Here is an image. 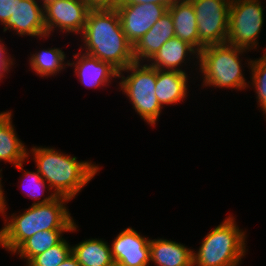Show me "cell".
I'll return each instance as SVG.
<instances>
[{
	"label": "cell",
	"instance_id": "3957f363",
	"mask_svg": "<svg viewBox=\"0 0 266 266\" xmlns=\"http://www.w3.org/2000/svg\"><path fill=\"white\" fill-rule=\"evenodd\" d=\"M37 171L47 181L49 189L55 190L56 196L73 199L88 184L100 169L88 161H78L53 148L34 147L31 150Z\"/></svg>",
	"mask_w": 266,
	"mask_h": 266
},
{
	"label": "cell",
	"instance_id": "83f0119b",
	"mask_svg": "<svg viewBox=\"0 0 266 266\" xmlns=\"http://www.w3.org/2000/svg\"><path fill=\"white\" fill-rule=\"evenodd\" d=\"M5 50L6 48L3 43H0V78H2L4 73L10 69V65H13V60H11L8 56L6 57L7 52H5Z\"/></svg>",
	"mask_w": 266,
	"mask_h": 266
},
{
	"label": "cell",
	"instance_id": "30bf717a",
	"mask_svg": "<svg viewBox=\"0 0 266 266\" xmlns=\"http://www.w3.org/2000/svg\"><path fill=\"white\" fill-rule=\"evenodd\" d=\"M119 13L123 32L134 46L143 35L168 11L164 5L155 3L119 4Z\"/></svg>",
	"mask_w": 266,
	"mask_h": 266
},
{
	"label": "cell",
	"instance_id": "52a82bcc",
	"mask_svg": "<svg viewBox=\"0 0 266 266\" xmlns=\"http://www.w3.org/2000/svg\"><path fill=\"white\" fill-rule=\"evenodd\" d=\"M262 7L259 0H231L226 43L244 50L259 44L257 38L264 22Z\"/></svg>",
	"mask_w": 266,
	"mask_h": 266
},
{
	"label": "cell",
	"instance_id": "d6986e66",
	"mask_svg": "<svg viewBox=\"0 0 266 266\" xmlns=\"http://www.w3.org/2000/svg\"><path fill=\"white\" fill-rule=\"evenodd\" d=\"M186 72L158 70L156 79V97L160 105L175 104L187 96Z\"/></svg>",
	"mask_w": 266,
	"mask_h": 266
},
{
	"label": "cell",
	"instance_id": "2e32d148",
	"mask_svg": "<svg viewBox=\"0 0 266 266\" xmlns=\"http://www.w3.org/2000/svg\"><path fill=\"white\" fill-rule=\"evenodd\" d=\"M11 115V111L0 113V160L13 163L16 168L23 170L22 163L29 153L15 134Z\"/></svg>",
	"mask_w": 266,
	"mask_h": 266
},
{
	"label": "cell",
	"instance_id": "1f68e13d",
	"mask_svg": "<svg viewBox=\"0 0 266 266\" xmlns=\"http://www.w3.org/2000/svg\"><path fill=\"white\" fill-rule=\"evenodd\" d=\"M43 2L42 6L45 7L47 4L54 2L56 0H41Z\"/></svg>",
	"mask_w": 266,
	"mask_h": 266
},
{
	"label": "cell",
	"instance_id": "ffe728a7",
	"mask_svg": "<svg viewBox=\"0 0 266 266\" xmlns=\"http://www.w3.org/2000/svg\"><path fill=\"white\" fill-rule=\"evenodd\" d=\"M72 254L80 266H110L113 263L111 248L101 239H88L72 246Z\"/></svg>",
	"mask_w": 266,
	"mask_h": 266
},
{
	"label": "cell",
	"instance_id": "9c48e42d",
	"mask_svg": "<svg viewBox=\"0 0 266 266\" xmlns=\"http://www.w3.org/2000/svg\"><path fill=\"white\" fill-rule=\"evenodd\" d=\"M90 9L84 0H56L43 7L47 36L58 27L63 32L82 33Z\"/></svg>",
	"mask_w": 266,
	"mask_h": 266
},
{
	"label": "cell",
	"instance_id": "484cf974",
	"mask_svg": "<svg viewBox=\"0 0 266 266\" xmlns=\"http://www.w3.org/2000/svg\"><path fill=\"white\" fill-rule=\"evenodd\" d=\"M90 10H113L122 0H84Z\"/></svg>",
	"mask_w": 266,
	"mask_h": 266
},
{
	"label": "cell",
	"instance_id": "7c38bea8",
	"mask_svg": "<svg viewBox=\"0 0 266 266\" xmlns=\"http://www.w3.org/2000/svg\"><path fill=\"white\" fill-rule=\"evenodd\" d=\"M42 5H38L36 0H15L14 13L4 24V32L8 28L15 30L19 35H30L33 37H46L44 24V12Z\"/></svg>",
	"mask_w": 266,
	"mask_h": 266
},
{
	"label": "cell",
	"instance_id": "44dd1931",
	"mask_svg": "<svg viewBox=\"0 0 266 266\" xmlns=\"http://www.w3.org/2000/svg\"><path fill=\"white\" fill-rule=\"evenodd\" d=\"M76 224L73 225L71 230H46L34 234L32 237L26 239L14 253H20L21 258H25L27 263L36 255L45 252L47 249L59 244L63 232L76 231Z\"/></svg>",
	"mask_w": 266,
	"mask_h": 266
},
{
	"label": "cell",
	"instance_id": "f546056e",
	"mask_svg": "<svg viewBox=\"0 0 266 266\" xmlns=\"http://www.w3.org/2000/svg\"><path fill=\"white\" fill-rule=\"evenodd\" d=\"M59 266H80L76 257L71 253L70 256L64 260Z\"/></svg>",
	"mask_w": 266,
	"mask_h": 266
},
{
	"label": "cell",
	"instance_id": "ac0fdd59",
	"mask_svg": "<svg viewBox=\"0 0 266 266\" xmlns=\"http://www.w3.org/2000/svg\"><path fill=\"white\" fill-rule=\"evenodd\" d=\"M188 53L190 56L194 53L198 59L199 52L193 46L178 37H173L164 43L159 51L150 59L152 62L149 65L158 70L167 69L169 71L185 72L177 66L184 63Z\"/></svg>",
	"mask_w": 266,
	"mask_h": 266
},
{
	"label": "cell",
	"instance_id": "7402d4cb",
	"mask_svg": "<svg viewBox=\"0 0 266 266\" xmlns=\"http://www.w3.org/2000/svg\"><path fill=\"white\" fill-rule=\"evenodd\" d=\"M65 54L59 48H48L32 54L30 58L31 69L41 77L54 75L64 68Z\"/></svg>",
	"mask_w": 266,
	"mask_h": 266
},
{
	"label": "cell",
	"instance_id": "4316f807",
	"mask_svg": "<svg viewBox=\"0 0 266 266\" xmlns=\"http://www.w3.org/2000/svg\"><path fill=\"white\" fill-rule=\"evenodd\" d=\"M15 0H0V22L5 24L14 13Z\"/></svg>",
	"mask_w": 266,
	"mask_h": 266
},
{
	"label": "cell",
	"instance_id": "cb8c5ba5",
	"mask_svg": "<svg viewBox=\"0 0 266 266\" xmlns=\"http://www.w3.org/2000/svg\"><path fill=\"white\" fill-rule=\"evenodd\" d=\"M252 72V84L257 93V99L260 107L266 114V54L257 60L248 62Z\"/></svg>",
	"mask_w": 266,
	"mask_h": 266
},
{
	"label": "cell",
	"instance_id": "f1b7e54d",
	"mask_svg": "<svg viewBox=\"0 0 266 266\" xmlns=\"http://www.w3.org/2000/svg\"><path fill=\"white\" fill-rule=\"evenodd\" d=\"M178 0H122L119 4H144V3H155L164 5L167 8L171 7Z\"/></svg>",
	"mask_w": 266,
	"mask_h": 266
},
{
	"label": "cell",
	"instance_id": "4fadbf2b",
	"mask_svg": "<svg viewBox=\"0 0 266 266\" xmlns=\"http://www.w3.org/2000/svg\"><path fill=\"white\" fill-rule=\"evenodd\" d=\"M175 37L172 16L167 11L133 46L135 62L151 59L170 38ZM144 58V59H143Z\"/></svg>",
	"mask_w": 266,
	"mask_h": 266
},
{
	"label": "cell",
	"instance_id": "603a6c76",
	"mask_svg": "<svg viewBox=\"0 0 266 266\" xmlns=\"http://www.w3.org/2000/svg\"><path fill=\"white\" fill-rule=\"evenodd\" d=\"M72 253V247L63 239L59 244L34 256L26 266H59Z\"/></svg>",
	"mask_w": 266,
	"mask_h": 266
},
{
	"label": "cell",
	"instance_id": "9a60e30c",
	"mask_svg": "<svg viewBox=\"0 0 266 266\" xmlns=\"http://www.w3.org/2000/svg\"><path fill=\"white\" fill-rule=\"evenodd\" d=\"M150 261L156 266H193V251L166 239L150 240Z\"/></svg>",
	"mask_w": 266,
	"mask_h": 266
},
{
	"label": "cell",
	"instance_id": "d4e9b609",
	"mask_svg": "<svg viewBox=\"0 0 266 266\" xmlns=\"http://www.w3.org/2000/svg\"><path fill=\"white\" fill-rule=\"evenodd\" d=\"M25 176L27 182V185L29 184V190H28V196L33 198L34 200L41 197V194L43 193L42 191H45L46 188V181L41 177L38 171L30 172V171H25L23 174ZM41 193V194H40Z\"/></svg>",
	"mask_w": 266,
	"mask_h": 266
},
{
	"label": "cell",
	"instance_id": "7a4b0ae2",
	"mask_svg": "<svg viewBox=\"0 0 266 266\" xmlns=\"http://www.w3.org/2000/svg\"><path fill=\"white\" fill-rule=\"evenodd\" d=\"M70 199L52 193L34 202L21 215H13L0 230V246L14 251L29 237L46 230H71L74 220L64 202Z\"/></svg>",
	"mask_w": 266,
	"mask_h": 266
},
{
	"label": "cell",
	"instance_id": "e0dca14e",
	"mask_svg": "<svg viewBox=\"0 0 266 266\" xmlns=\"http://www.w3.org/2000/svg\"><path fill=\"white\" fill-rule=\"evenodd\" d=\"M174 24L175 37L187 42L199 52L196 14L190 0H178L168 8Z\"/></svg>",
	"mask_w": 266,
	"mask_h": 266
},
{
	"label": "cell",
	"instance_id": "6da1fadb",
	"mask_svg": "<svg viewBox=\"0 0 266 266\" xmlns=\"http://www.w3.org/2000/svg\"><path fill=\"white\" fill-rule=\"evenodd\" d=\"M81 34L85 53L110 63L119 72L135 62L133 45L123 32L116 9L90 10Z\"/></svg>",
	"mask_w": 266,
	"mask_h": 266
},
{
	"label": "cell",
	"instance_id": "5bb4252c",
	"mask_svg": "<svg viewBox=\"0 0 266 266\" xmlns=\"http://www.w3.org/2000/svg\"><path fill=\"white\" fill-rule=\"evenodd\" d=\"M74 55L78 61L74 63H66L68 66H75L76 75L79 77L81 83L88 87L105 86L111 82L110 79L119 77V71L110 63L99 60L90 54L83 53Z\"/></svg>",
	"mask_w": 266,
	"mask_h": 266
},
{
	"label": "cell",
	"instance_id": "4dcf8cb0",
	"mask_svg": "<svg viewBox=\"0 0 266 266\" xmlns=\"http://www.w3.org/2000/svg\"><path fill=\"white\" fill-rule=\"evenodd\" d=\"M2 171V169L0 170V172ZM1 179H0V213H4L5 209H6V202H5V196L3 195V189H2V184H1Z\"/></svg>",
	"mask_w": 266,
	"mask_h": 266
},
{
	"label": "cell",
	"instance_id": "ba28073f",
	"mask_svg": "<svg viewBox=\"0 0 266 266\" xmlns=\"http://www.w3.org/2000/svg\"><path fill=\"white\" fill-rule=\"evenodd\" d=\"M197 20L199 52L228 39L231 0H190Z\"/></svg>",
	"mask_w": 266,
	"mask_h": 266
},
{
	"label": "cell",
	"instance_id": "277c9868",
	"mask_svg": "<svg viewBox=\"0 0 266 266\" xmlns=\"http://www.w3.org/2000/svg\"><path fill=\"white\" fill-rule=\"evenodd\" d=\"M233 217L211 230L198 250L193 252V266H238L245 255V232L239 230Z\"/></svg>",
	"mask_w": 266,
	"mask_h": 266
},
{
	"label": "cell",
	"instance_id": "d6a6232c",
	"mask_svg": "<svg viewBox=\"0 0 266 266\" xmlns=\"http://www.w3.org/2000/svg\"><path fill=\"white\" fill-rule=\"evenodd\" d=\"M110 266H122V265L113 262Z\"/></svg>",
	"mask_w": 266,
	"mask_h": 266
},
{
	"label": "cell",
	"instance_id": "8992f818",
	"mask_svg": "<svg viewBox=\"0 0 266 266\" xmlns=\"http://www.w3.org/2000/svg\"><path fill=\"white\" fill-rule=\"evenodd\" d=\"M130 71L131 74L126 78L121 72ZM120 89L129 97L135 111L148 124L155 125L161 109L158 98L156 97L157 69L150 65H140V62H133L124 70L119 72Z\"/></svg>",
	"mask_w": 266,
	"mask_h": 266
},
{
	"label": "cell",
	"instance_id": "5b68a950",
	"mask_svg": "<svg viewBox=\"0 0 266 266\" xmlns=\"http://www.w3.org/2000/svg\"><path fill=\"white\" fill-rule=\"evenodd\" d=\"M244 51L228 43L204 47L198 54L200 70L204 74L203 85L232 89L247 87L239 61V54Z\"/></svg>",
	"mask_w": 266,
	"mask_h": 266
},
{
	"label": "cell",
	"instance_id": "8fae6325",
	"mask_svg": "<svg viewBox=\"0 0 266 266\" xmlns=\"http://www.w3.org/2000/svg\"><path fill=\"white\" fill-rule=\"evenodd\" d=\"M149 243L150 239L142 237L131 227L126 228L111 245L113 262L122 266H148L151 262Z\"/></svg>",
	"mask_w": 266,
	"mask_h": 266
}]
</instances>
